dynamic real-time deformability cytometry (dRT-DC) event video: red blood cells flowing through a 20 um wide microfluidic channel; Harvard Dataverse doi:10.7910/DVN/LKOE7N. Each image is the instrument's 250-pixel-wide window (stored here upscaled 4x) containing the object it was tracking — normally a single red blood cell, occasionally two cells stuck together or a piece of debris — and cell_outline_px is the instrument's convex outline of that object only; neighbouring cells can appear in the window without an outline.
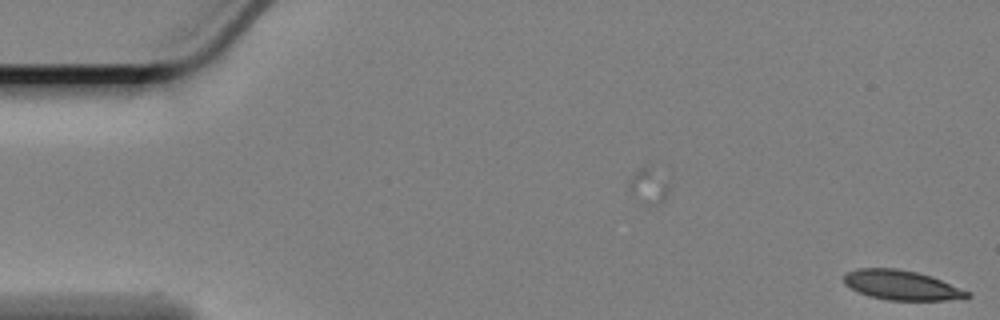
{"species": "Egyptian fruit bat (a non-hibernating species)", "species_latin": "Rousettus aegyptiacus", "temperature_condition": "cold", "stored_images_in_passage": 2, "camera_frame_rate_fps": 3000, "um_per_image_px": 0.085, "animal": {"sex": "female"}, "frame": {"image": 1, "passage_image": 2, "time_ms": 0.333, "image_size_px": [1000, 320], "cell_outline_px": [[972, 296], [964, 300], [888, 300], [868, 296], [844, 284], [844, 272], [856, 268], [896, 268], [916, 272], [932, 276], [972, 292]], "centroid_in_image_um": [76.69, 24.24], "position_along_channel_um": 8.3, "area_um2": 21.68}}